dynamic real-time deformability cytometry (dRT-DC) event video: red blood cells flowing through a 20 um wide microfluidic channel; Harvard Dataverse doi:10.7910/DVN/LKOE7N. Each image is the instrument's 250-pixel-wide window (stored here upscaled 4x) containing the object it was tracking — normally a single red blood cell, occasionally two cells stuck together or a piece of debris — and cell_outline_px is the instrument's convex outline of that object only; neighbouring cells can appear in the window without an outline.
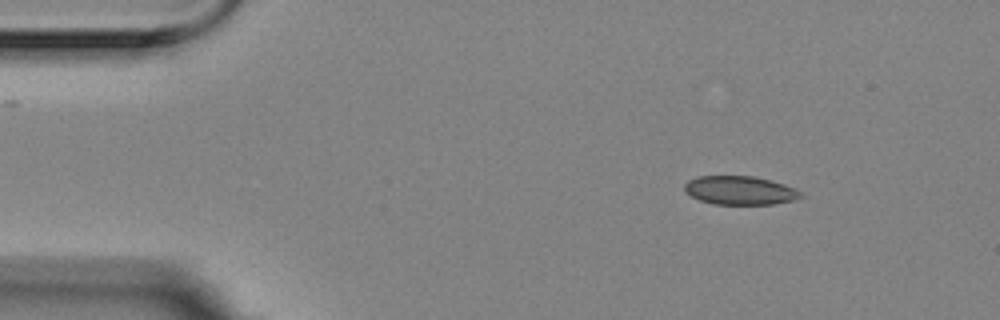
{"species": "Egyptian fruit bat (a non-hibernating species)", "species_latin": "Rousettus aegyptiacus", "temperature_condition": "room temperature", "stored_images_in_passage": 43, "camera_frame_rate_fps": 3000, "um_per_image_px": 0.085, "animal": {"sex": "female"}, "frame": {"image": 1, "passage_image": 3, "time_ms": 0.667, "image_size_px": [1000, 320], "cell_outline_px": [[804, 196], [796, 200], [772, 204], [712, 204], [700, 200], [692, 196], [684, 188], [684, 184], [688, 180], [696, 176], [752, 176], [772, 180], [796, 188]], "centroid_in_image_um": [62.92, 16.18], "position_along_channel_um": 22.1, "area_um2": 19.48}}
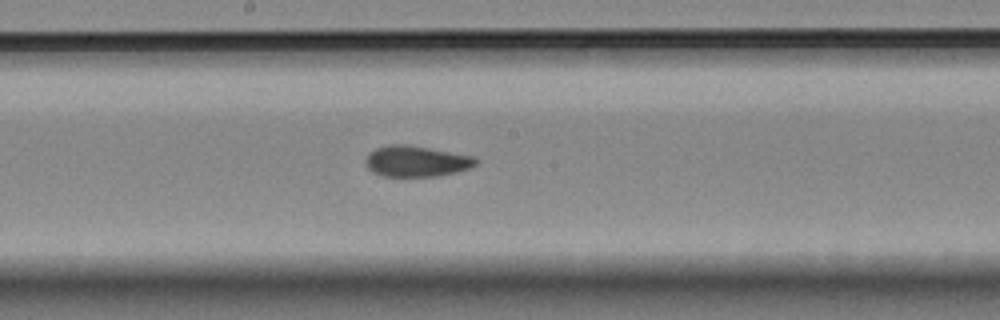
{"frame": {"image": 2, "passage_image": 25, "time_ms": 8.0, "image_size_px": [1000, 320], "cell_outline_px": [[480, 160], [472, 168], [456, 172], [436, 176], [380, 176], [372, 172], [364, 164], [364, 160], [376, 148], [388, 144], [404, 144], [428, 148], [472, 156]], "centroid_in_image_um": [35.38, 13.71], "position_along_channel_um": 212.8, "area_um2": 19.83}}
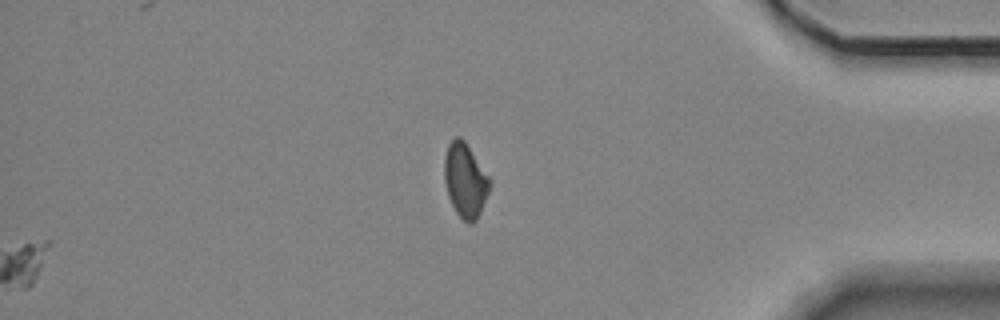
{"frame": {"image": 3, "passage_image": 43, "time_ms": 14.0, "image_size_px": [1000, 320], "cell_outline_px": [[488, 192], [480, 212], [476, 220], [472, 224], [468, 224], [456, 212], [448, 196], [444, 180], [444, 156], [448, 144], [456, 136], [460, 136], [464, 140], [488, 176]], "centroid_in_image_um": [39.5, 15.32], "position_along_channel_um": 395.7, "area_um2": 19.19}, "authors_computed_cell_mechanics": {"area_um2": 20.1144, "velocity_mm_per_s": 3.546, "shape_relaxation_time_tau1_ms": null, "shape_relaxation_time_tau2_ms": 1.737, "deformation_change_tau1": null, "deformation_change_tau2": 0.0508}}